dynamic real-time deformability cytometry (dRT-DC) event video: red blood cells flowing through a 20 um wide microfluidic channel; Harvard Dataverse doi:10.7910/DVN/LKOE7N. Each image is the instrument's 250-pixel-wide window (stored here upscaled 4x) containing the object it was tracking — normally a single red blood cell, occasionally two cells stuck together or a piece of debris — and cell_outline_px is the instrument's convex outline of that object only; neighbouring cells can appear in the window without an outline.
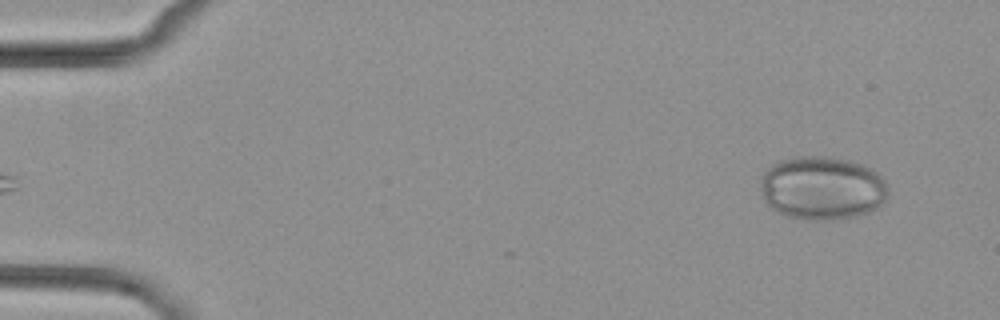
{"species": "common noctule bat (a hibernating species)", "species_latin": "Nyctalus noctula", "temperature_condition": "cold", "stored_images_in_passage": 4, "camera_frame_rate_fps": 3000, "um_per_image_px": 0.085, "animal": {"sex": "female", "body_mass_g": 29.2, "forearm_length_mm": 56.3}, "frame": {"image": 1, "passage_image": 4, "time_ms": 3.667, "image_size_px": [1000, 320], "cell_outline_px": [[888, 192], [884, 200], [876, 208], [868, 212], [856, 216], [832, 220], [804, 220], [788, 216], [772, 208], [764, 200], [764, 172], [772, 164], [780, 160], [800, 156], [828, 156], [852, 160], [872, 168], [888, 184]], "centroid_in_image_um": [69.94, 15.97], "position_along_channel_um": 15.1, "area_um2": 47.05}}